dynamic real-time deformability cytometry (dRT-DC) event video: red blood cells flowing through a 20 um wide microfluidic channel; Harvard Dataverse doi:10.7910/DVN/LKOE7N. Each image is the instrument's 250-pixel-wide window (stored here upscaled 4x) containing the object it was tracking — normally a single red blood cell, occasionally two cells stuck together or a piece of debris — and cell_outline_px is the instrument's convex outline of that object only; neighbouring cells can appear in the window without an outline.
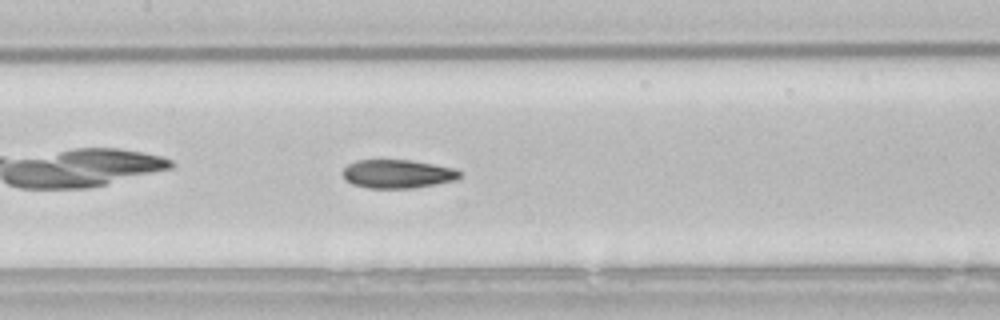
{"species": "common noctule bat (a hibernating species)", "species_latin": "Nyctalus noctula", "temperature_condition": "room temperature", "stored_images_in_passage": 40, "camera_frame_rate_fps": 3000, "um_per_image_px": 0.085, "animal": {"sex": "male", "body_mass_g": 21.5, "forearm_length_mm": 52.0}, "frame": {"image": 1, "passage_image": 12, "time_ms": 3.667, "image_size_px": [1000, 320], "cell_outline_px": [[460, 176], [456, 180], [416, 188], [368, 188], [352, 184], [344, 180], [340, 172], [348, 164], [356, 160], [412, 160], [456, 168], [460, 172]], "centroid_in_image_um": [33.76, 14.78], "position_along_channel_um": 173.6, "area_um2": 19.77}}
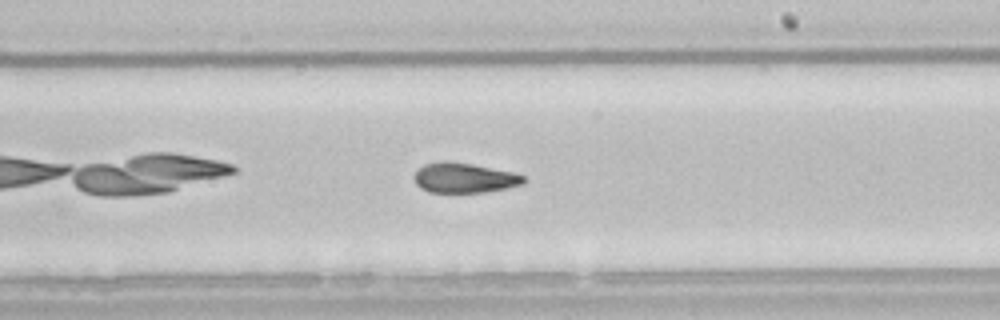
{"frame": {"image": 2, "passage_image": 18, "time_ms": 5.667, "image_size_px": [1000, 320], "cell_outline_px": [[528, 180], [524, 184], [484, 192], [428, 192], [420, 188], [416, 184], [412, 176], [424, 164], [440, 160], [448, 160], [472, 164], [512, 172], [524, 176]], "centroid_in_image_um": [39.43, 15.11], "position_along_channel_um": 249.6, "area_um2": 19.25}, "authors_computed_cell_mechanics": {"area_um2": 19.7387, "velocity_mm_per_s": 3.8048, "shape_relaxation_time_tau1_ms": 7.5157, "shape_relaxation_time_tau2_ms": 4.2287, "deformation_change_tau1": 0.2104, "deformation_change_tau2": 0.1188}}